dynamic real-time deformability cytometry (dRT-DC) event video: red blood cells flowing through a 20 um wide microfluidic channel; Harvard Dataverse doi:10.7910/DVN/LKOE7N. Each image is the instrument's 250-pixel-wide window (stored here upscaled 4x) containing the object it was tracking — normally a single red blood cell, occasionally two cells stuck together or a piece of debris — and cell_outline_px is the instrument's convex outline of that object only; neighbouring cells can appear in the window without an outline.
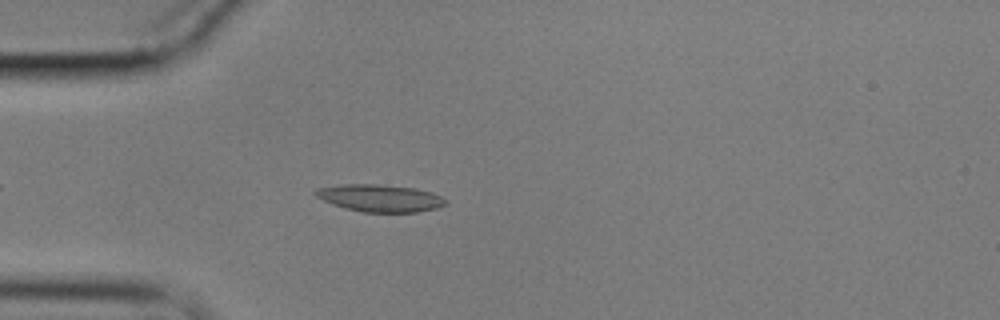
{"species": "common noctule bat (a hibernating species)", "species_latin": "Nyctalus noctula", "temperature_condition": "cold", "stored_images_in_passage": 51, "camera_frame_rate_fps": 3000, "um_per_image_px": 0.085, "animal": {"sex": "male", "body_mass_g": 17.9}, "frame": {"image": 1, "passage_image": 9, "time_ms": 2.667, "image_size_px": [1000, 320], "cell_outline_px": [[448, 204], [436, 208], [416, 212], [364, 212], [344, 208], [332, 204], [316, 196], [312, 192], [316, 188], [344, 184], [376, 184], [416, 188], [432, 192], [440, 196]], "centroid_in_image_um": [32.28, 16.83], "position_along_channel_um": 52.7, "area_um2": 20.63}}
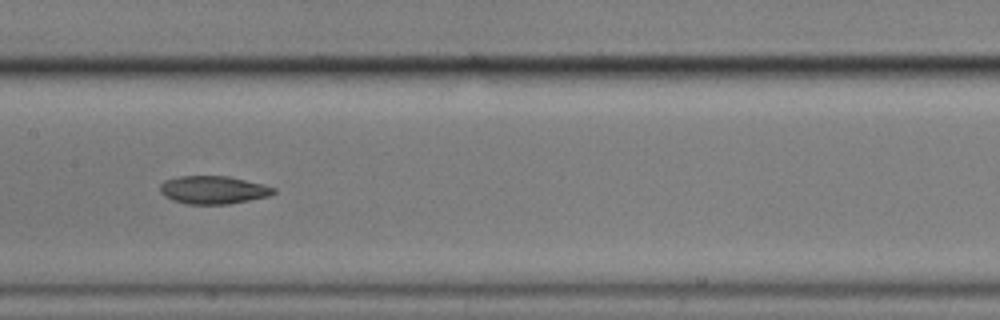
{"frame": {"image": 2, "passage_image": 22, "time_ms": 7.0, "image_size_px": [1000, 320], "cell_outline_px": [[276, 192], [268, 196], [228, 204], [188, 204], [172, 200], [164, 196], [160, 192], [160, 184], [164, 180], [180, 176], [228, 176], [264, 184], [276, 188]], "centroid_in_image_um": [18.12, 16.14], "position_along_channel_um": 189.3, "area_um2": 18.55}}
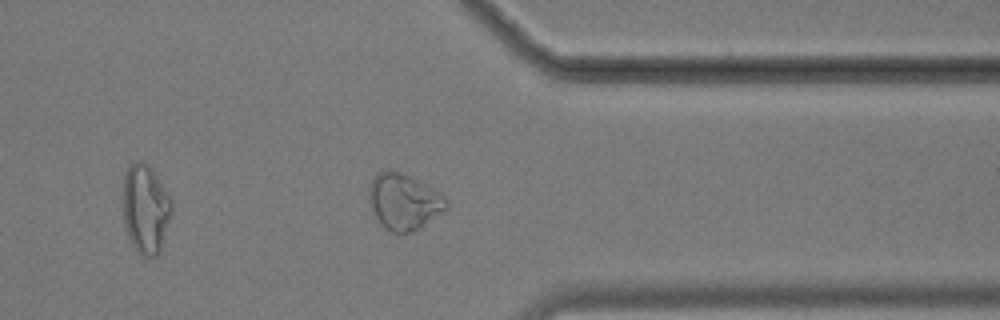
{"frame": {"image": 3, "passage_image": 39, "time_ms": 12.667, "image_size_px": [1000, 320], "cell_outline_px": [[448, 208], [444, 212], [420, 228], [412, 232], [392, 232], [384, 228], [380, 224], [368, 200], [368, 188], [372, 176], [376, 172], [388, 168], [404, 172], [412, 176], [440, 192], [448, 200]], "centroid_in_image_um": [34.32, 17.09], "position_along_channel_um": 377.1, "area_um2": 25.95}, "authors_computed_cell_mechanics": {"area_um2": 19.4208, "velocity_mm_per_s": 3.4046, "shape_relaxation_time_tau1_ms": null, "shape_relaxation_time_tau2_ms": 3.6819, "deformation_change_tau1": null, "deformation_change_tau2": 0.0664}}